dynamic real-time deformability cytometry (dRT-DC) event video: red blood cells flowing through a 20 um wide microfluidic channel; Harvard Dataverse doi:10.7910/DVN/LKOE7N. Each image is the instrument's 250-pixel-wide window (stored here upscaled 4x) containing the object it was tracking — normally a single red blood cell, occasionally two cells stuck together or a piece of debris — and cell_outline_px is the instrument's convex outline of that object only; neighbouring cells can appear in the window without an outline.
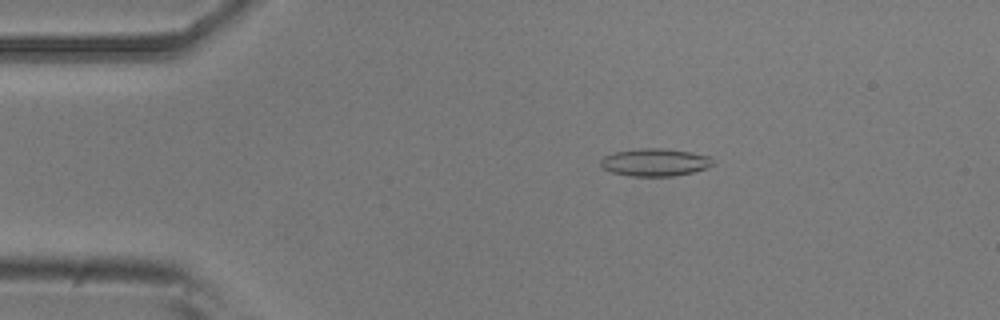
{"species": "common noctule bat (a hibernating species)", "species_latin": "Nyctalus noctula", "temperature_condition": "room temperature", "stored_images_in_passage": 51, "camera_frame_rate_fps": 3000, "um_per_image_px": 0.085, "animal": {"sex": "male", "body_mass_g": 20.5, "forearm_length_mm": 52.5}, "frame": {"image": 1, "passage_image": 9, "time_ms": 2.667, "image_size_px": [1000, 320], "cell_outline_px": [[712, 164], [708, 168], [692, 172], [672, 176], [632, 176], [612, 172], [604, 168], [600, 164], [600, 160], [604, 156], [616, 152], [640, 148], [664, 148], [692, 152], [712, 156]], "centroid_in_image_um": [55.7, 13.79], "position_along_channel_um": 29.3, "area_um2": 18.03}}
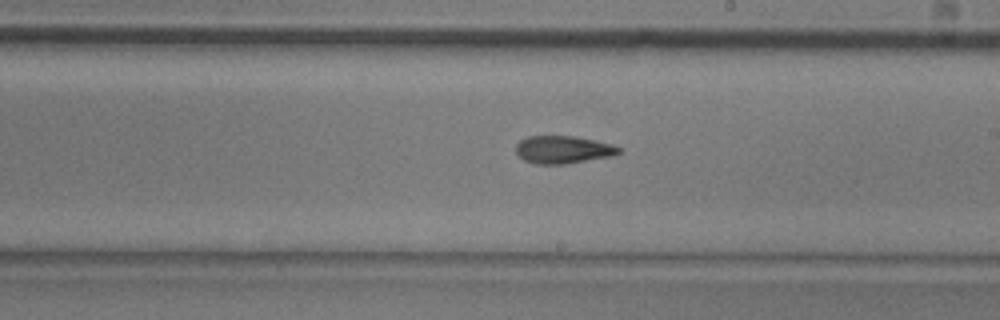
{"frame": {"image": 2, "passage_image": 29, "time_ms": 9.333, "image_size_px": [1000, 320], "cell_outline_px": [[620, 152], [612, 156], [564, 164], [536, 164], [524, 160], [516, 152], [516, 144], [520, 140], [528, 136], [576, 136], [612, 144], [620, 148]], "centroid_in_image_um": [47.85, 12.71], "position_along_channel_um": 241.2, "area_um2": 16.53}}
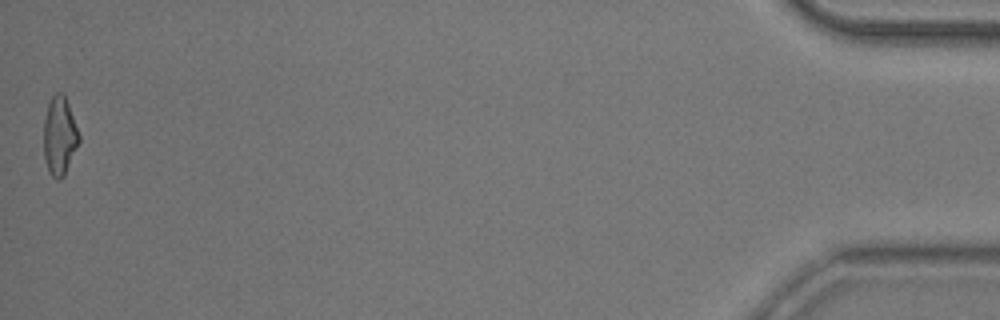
{"frame": {"image": 3, "passage_image": 51, "time_ms": 16.667, "image_size_px": [1000, 320], "cell_outline_px": [[80, 140], [64, 176], [60, 180], [56, 180], [48, 172], [44, 160], [44, 120], [48, 104], [52, 96], [56, 92], [60, 92], [64, 96], [68, 104], [80, 136]], "centroid_in_image_um": [5.05, 11.6], "position_along_channel_um": 430.2, "area_um2": 16.07}, "authors_computed_cell_mechanics": {"area_um2": 16.8198, "velocity_mm_per_s": 3.9068, "shape_relaxation_time_tau1_ms": 6.7954, "shape_relaxation_time_tau2_ms": 4.345, "deformation_change_tau1": 0.1852, "deformation_change_tau2": 0.1233}}